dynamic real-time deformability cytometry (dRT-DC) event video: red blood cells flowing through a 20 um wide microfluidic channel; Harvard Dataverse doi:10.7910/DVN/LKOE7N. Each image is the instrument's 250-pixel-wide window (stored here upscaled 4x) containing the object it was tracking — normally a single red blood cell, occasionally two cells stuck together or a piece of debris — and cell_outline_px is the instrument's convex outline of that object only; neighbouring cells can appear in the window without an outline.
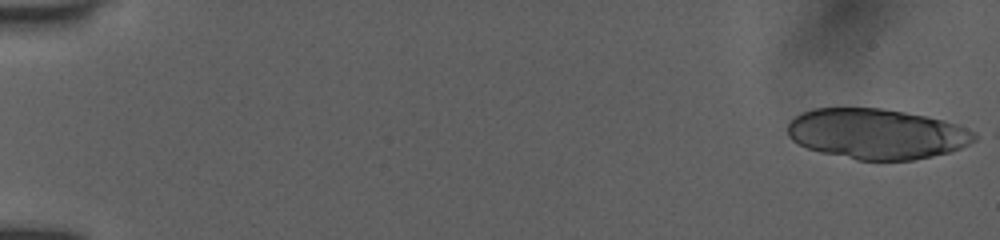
{"species": "human", "species_latin": "Homo sapiens", "temperature_condition": "room temperature", "stored_images_in_passage": 15, "camera_frame_rate_fps": 3000, "um_per_image_px": 0.085, "donor": {"sex": "female"}, "frame": {"image": 1, "passage_image": 1, "time_ms": 0.0, "image_size_px": [1000, 240], "cell_outline_px": [[980, 136], [976, 140], [960, 148], [948, 152], [932, 156], [912, 160], [856, 160], [820, 152], [808, 148], [792, 140], [788, 136], [788, 124], [800, 112], [816, 108], [880, 108], [928, 116], [944, 120], [956, 124]], "centroid_in_image_um": [74.51, 11.38], "position_along_channel_um": 10.5, "area_um2": 54.74}}